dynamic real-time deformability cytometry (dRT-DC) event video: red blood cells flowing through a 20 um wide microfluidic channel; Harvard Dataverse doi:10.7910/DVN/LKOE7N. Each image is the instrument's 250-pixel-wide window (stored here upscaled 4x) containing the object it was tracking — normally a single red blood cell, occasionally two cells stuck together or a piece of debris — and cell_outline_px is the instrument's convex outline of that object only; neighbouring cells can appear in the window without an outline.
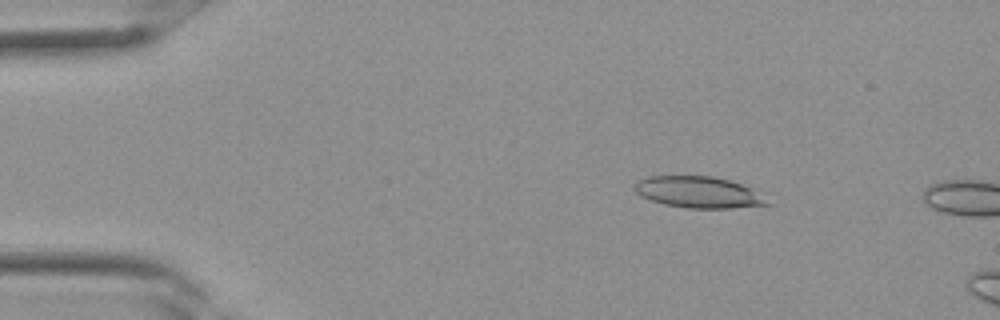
{"species": "Egyptian fruit bat (a non-hibernating species)", "species_latin": "Rousettus aegyptiacus", "temperature_condition": "room temperature", "stored_images_in_passage": 6, "camera_frame_rate_fps": 3000, "um_per_image_px": 0.085, "frame": {"image": 1, "passage_image": 4, "time_ms": 1.0, "image_size_px": [1000, 320], "cell_outline_px": [[772, 204], [728, 208], [688, 208], [664, 204], [640, 196], [636, 192], [636, 180], [644, 176], [712, 176], [728, 180], [752, 188]], "centroid_in_image_um": [59.34, 16.33], "position_along_channel_um": 25.7, "area_um2": 24.04}}